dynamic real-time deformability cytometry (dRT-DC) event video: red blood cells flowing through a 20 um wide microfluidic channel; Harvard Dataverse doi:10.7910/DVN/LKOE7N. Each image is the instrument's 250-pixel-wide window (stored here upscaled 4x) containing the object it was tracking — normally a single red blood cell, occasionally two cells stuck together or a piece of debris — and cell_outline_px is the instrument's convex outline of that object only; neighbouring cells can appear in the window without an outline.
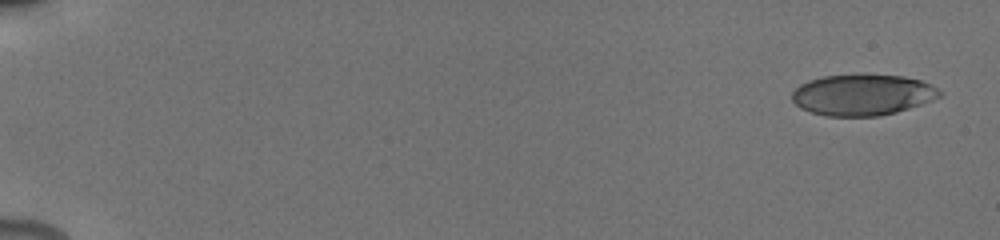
{"species": "human", "species_latin": "Homo sapiens", "temperature_condition": "cold", "stored_images_in_passage": 27, "camera_frame_rate_fps": 3000, "um_per_image_px": 0.085, "donor": {"sex": "male"}, "frame": {"image": 1, "passage_image": 1, "time_ms": 0.0, "image_size_px": [1000, 240], "cell_outline_px": [[940, 96], [932, 100], [896, 112], [876, 116], [828, 116], [812, 112], [800, 108], [792, 100], [792, 92], [800, 84], [808, 80], [824, 76], [904, 76], [920, 80], [932, 84], [940, 92]], "centroid_in_image_um": [73.29, 8.08], "position_along_channel_um": 11.7, "area_um2": 34.68}}
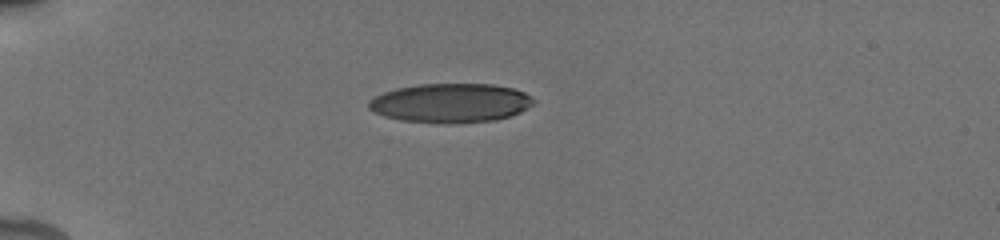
{"frame": {"image": 2, "passage_image": 13, "time_ms": 4.667, "image_size_px": [1000, 240], "cell_outline_px": [[536, 100], [532, 104], [520, 112], [496, 120], [448, 124], [400, 120], [384, 116], [368, 108], [368, 100], [384, 92], [396, 88], [420, 84], [492, 84], [512, 88], [524, 92], [532, 96]], "centroid_in_image_um": [38.3, 8.75], "position_along_channel_um": 46.7, "area_um2": 37.63}}
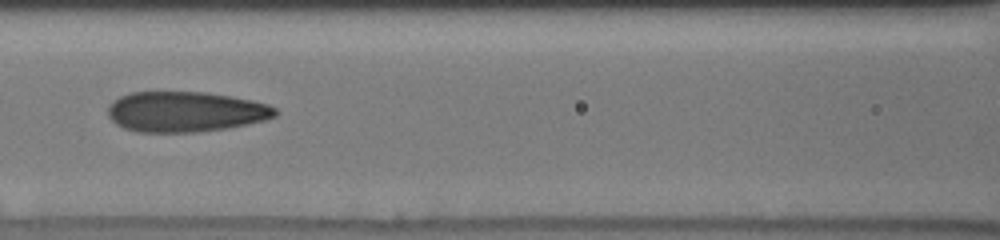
{"frame": {"image": 3, "passage_image": 23, "time_ms": 8.333, "image_size_px": [1000, 240], "cell_outline_px": [[280, 112], [276, 116], [264, 120], [248, 124], [228, 128], [196, 132], [136, 132], [124, 128], [116, 124], [108, 116], [108, 104], [112, 100], [120, 96], [132, 92], [208, 92], [232, 96], [252, 100], [268, 104], [276, 108]], "centroid_in_image_um": [15.77, 9.49], "position_along_channel_um": 150.8, "area_um2": 39.77}}